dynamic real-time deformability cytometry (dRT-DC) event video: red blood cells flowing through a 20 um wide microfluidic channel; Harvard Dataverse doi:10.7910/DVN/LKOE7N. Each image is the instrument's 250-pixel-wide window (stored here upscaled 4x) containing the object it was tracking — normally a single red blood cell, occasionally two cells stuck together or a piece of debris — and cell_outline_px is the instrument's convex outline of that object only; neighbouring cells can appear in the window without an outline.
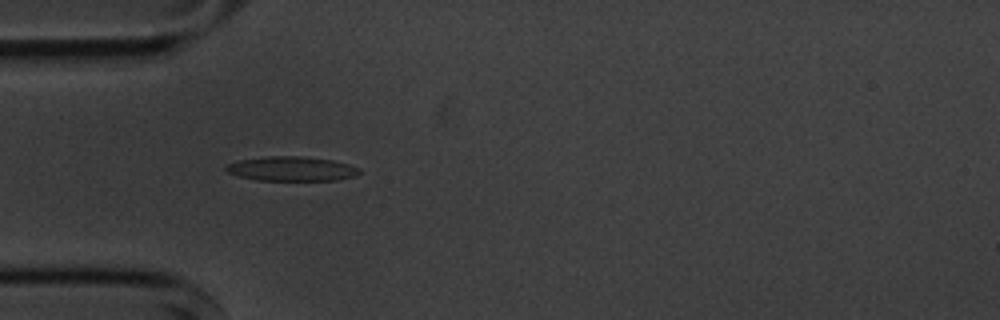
{"species": "common noctule bat (a hibernating species)", "species_latin": "Nyctalus noctula", "temperature_condition": "cold", "stored_images_in_passage": 10, "camera_frame_rate_fps": 3000, "um_per_image_px": 0.085, "animal": {"sex": "male", "body_mass_g": 20.1, "forearm_length_mm": 53.5}, "frame": {"image": 1, "passage_image": 4, "time_ms": 3.333, "image_size_px": [1000, 320], "cell_outline_px": [[360, 172], [356, 176], [336, 180], [256, 180], [240, 176], [228, 172], [224, 168], [224, 164], [236, 160], [268, 156], [300, 156], [332, 160], [348, 164], [360, 168]], "centroid_in_image_um": [24.75, 14.34], "position_along_channel_um": 60.2, "area_um2": 19.07}}
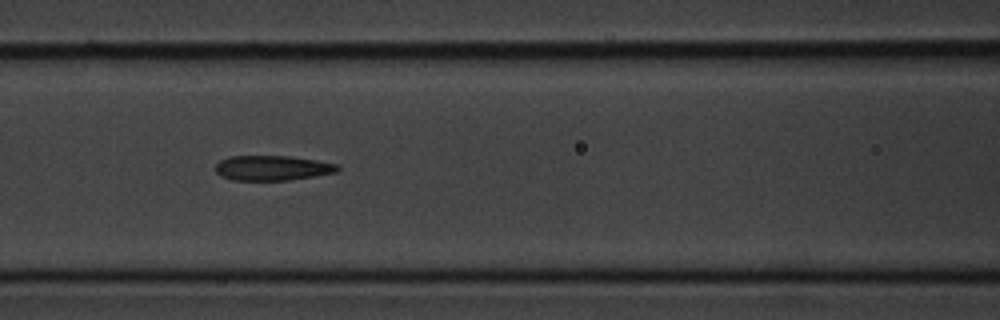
{"frame": {"image": 2, "passage_image": 6, "time_ms": 5.667, "image_size_px": [1000, 320], "cell_outline_px": [[340, 168], [336, 172], [288, 180], [232, 180], [220, 176], [216, 172], [216, 164], [220, 160], [228, 156], [288, 156], [316, 160], [336, 164]], "centroid_in_image_um": [23.1, 14.27], "position_along_channel_um": 143.5, "area_um2": 17.63}}
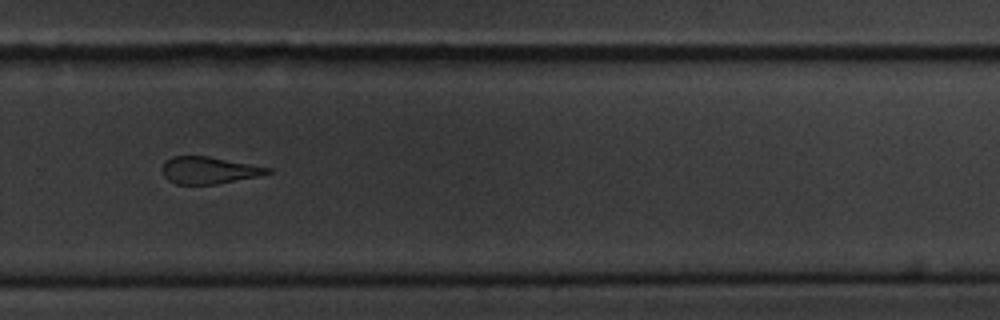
{"frame": {"image": 3, "passage_image": 10, "time_ms": 10.333, "image_size_px": [1000, 320], "cell_outline_px": [[272, 172], [260, 176], [216, 184], [176, 184], [168, 180], [164, 176], [164, 164], [172, 156], [208, 156], [272, 168]], "centroid_in_image_um": [17.8, 14.48], "position_along_channel_um": 312.0, "area_um2": 16.42}}